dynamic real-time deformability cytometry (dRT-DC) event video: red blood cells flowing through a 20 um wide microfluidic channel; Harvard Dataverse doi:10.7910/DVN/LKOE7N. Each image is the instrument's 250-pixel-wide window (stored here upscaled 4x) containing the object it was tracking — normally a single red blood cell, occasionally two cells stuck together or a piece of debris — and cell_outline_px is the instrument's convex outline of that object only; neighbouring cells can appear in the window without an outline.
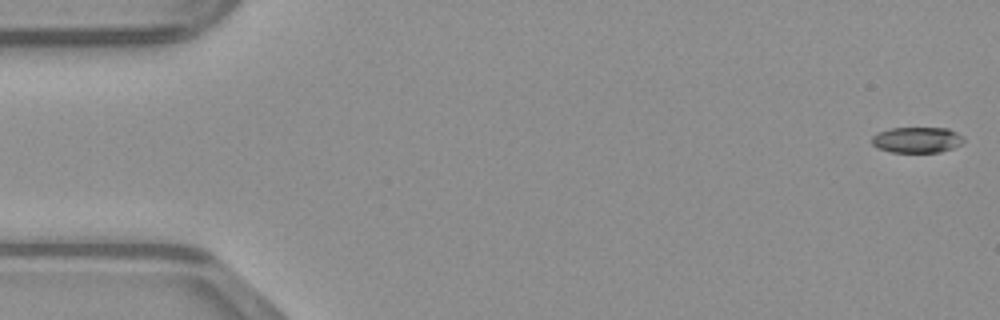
{"species": "common noctule bat (a hibernating species)", "species_latin": "Nyctalus noctula", "temperature_condition": "warm", "stored_images_in_passage": 49, "camera_frame_rate_fps": 3000, "um_per_image_px": 0.085, "animal": {"sex": "male", "body_mass_g": 23.1, "forearm_length_mm": 52.7}, "frame": {"image": 1, "passage_image": 1, "time_ms": 0.0, "image_size_px": [1000, 320], "cell_outline_px": [[964, 140], [960, 144], [952, 148], [940, 152], [892, 152], [876, 148], [872, 144], [872, 136], [876, 132], [888, 128], [948, 128], [964, 136]], "centroid_in_image_um": [77.91, 11.88], "position_along_channel_um": 7.1, "area_um2": 13.93}}
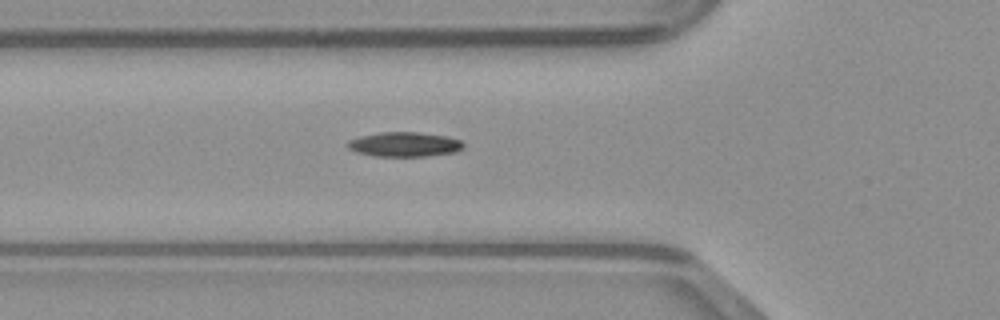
{"frame": {"image": 2, "passage_image": 17, "time_ms": 5.333, "image_size_px": [1000, 320], "cell_outline_px": [[464, 148], [456, 152], [428, 156], [372, 156], [356, 152], [348, 148], [348, 140], [360, 136], [380, 132], [420, 132], [448, 136], [460, 140], [464, 144]], "centroid_in_image_um": [34.4, 12.27], "position_along_channel_um": 91.4, "area_um2": 16.76}}
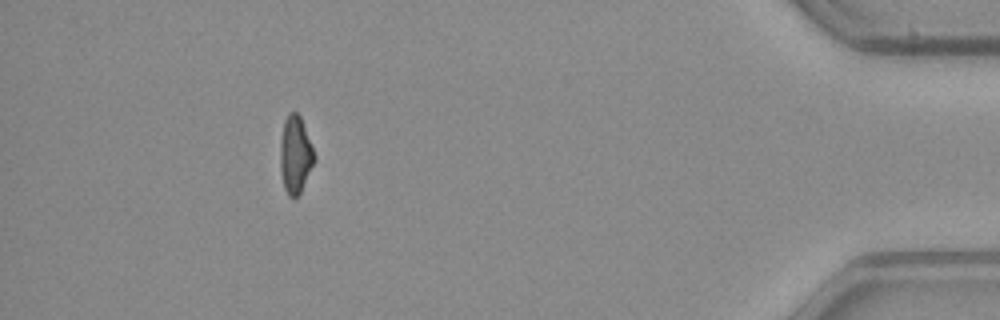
{"frame": {"image": 3, "passage_image": 44, "time_ms": 14.333, "image_size_px": [1000, 320], "cell_outline_px": [[316, 160], [300, 192], [296, 196], [288, 196], [284, 188], [280, 172], [280, 140], [284, 120], [288, 112], [296, 112], [300, 116], [316, 156]], "centroid_in_image_um": [25.09, 13.13], "position_along_channel_um": 410.1, "area_um2": 15.43}}